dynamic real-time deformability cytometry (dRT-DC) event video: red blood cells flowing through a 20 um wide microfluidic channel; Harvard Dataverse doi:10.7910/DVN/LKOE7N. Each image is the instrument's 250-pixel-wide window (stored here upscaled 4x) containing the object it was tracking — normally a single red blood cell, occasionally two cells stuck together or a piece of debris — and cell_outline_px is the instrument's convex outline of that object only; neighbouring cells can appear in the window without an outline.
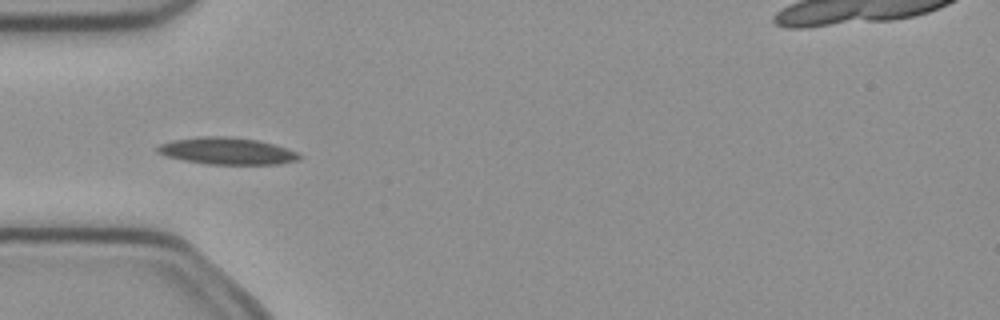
{"species": "common noctule bat (a hibernating species)", "species_latin": "Nyctalus noctula", "temperature_condition": "cold", "stored_images_in_passage": 6, "camera_frame_rate_fps": 3000, "um_per_image_px": 0.085, "animal": {"sex": "female", "body_mass_g": 21.9}, "frame": {"image": 1, "passage_image": 4, "time_ms": 1.0, "image_size_px": [1000, 320], "cell_outline_px": [[304, 156], [300, 160], [280, 164], [208, 164], [184, 160], [164, 156], [156, 152], [156, 148], [160, 144], [172, 140], [200, 136], [228, 136], [256, 140], [272, 144], [296, 152]], "centroid_in_image_um": [19.27, 12.84], "position_along_channel_um": 65.7, "area_um2": 22.25}}
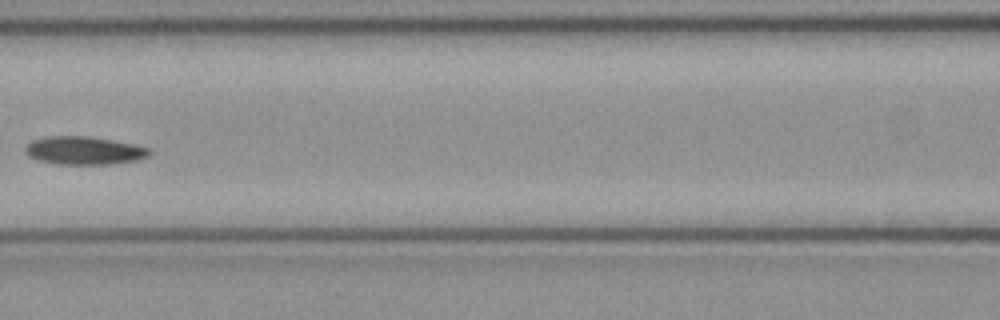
{"frame": {"image": 2, "passage_image": 6, "time_ms": 1.667, "image_size_px": [1000, 320], "cell_outline_px": [[152, 152], [148, 156], [136, 160], [108, 164], [56, 164], [36, 160], [28, 156], [24, 152], [24, 148], [32, 140], [44, 136], [88, 136], [136, 144], [148, 148]], "centroid_in_image_um": [7.1, 12.79], "position_along_channel_um": 159.5, "area_um2": 20.46}}